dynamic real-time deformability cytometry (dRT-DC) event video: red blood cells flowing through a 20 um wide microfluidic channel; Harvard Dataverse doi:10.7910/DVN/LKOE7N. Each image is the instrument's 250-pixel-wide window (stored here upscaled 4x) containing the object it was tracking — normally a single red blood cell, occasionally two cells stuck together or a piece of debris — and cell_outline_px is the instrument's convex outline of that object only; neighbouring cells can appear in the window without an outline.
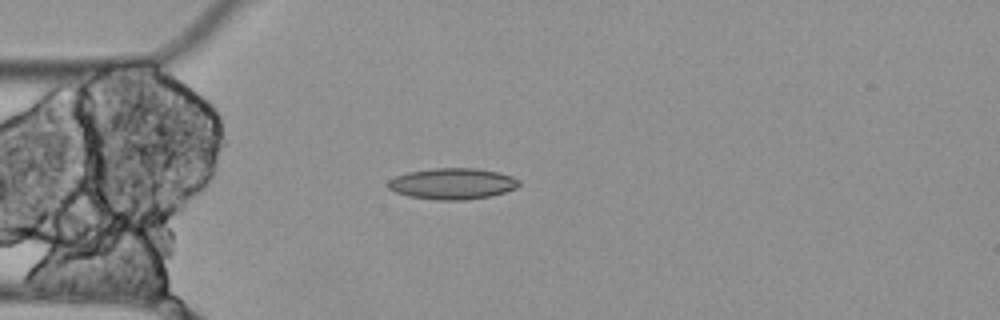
{"species": "Egyptian fruit bat (a non-hibernating species)", "species_latin": "Rousettus aegyptiacus", "temperature_condition": "cold", "stored_images_in_passage": 6, "camera_frame_rate_fps": 3000, "um_per_image_px": 0.085, "animal": {"sex": "female"}, "frame": {"image": 1, "passage_image": 5, "time_ms": 1.333, "image_size_px": [1000, 320], "cell_outline_px": [[520, 184], [516, 188], [492, 196], [464, 200], [436, 200], [408, 196], [396, 192], [388, 188], [388, 180], [396, 176], [408, 172], [432, 168], [476, 168], [500, 172], [512, 176], [520, 180]], "centroid_in_image_um": [38.48, 15.61], "position_along_channel_um": 46.5, "area_um2": 23.93}}